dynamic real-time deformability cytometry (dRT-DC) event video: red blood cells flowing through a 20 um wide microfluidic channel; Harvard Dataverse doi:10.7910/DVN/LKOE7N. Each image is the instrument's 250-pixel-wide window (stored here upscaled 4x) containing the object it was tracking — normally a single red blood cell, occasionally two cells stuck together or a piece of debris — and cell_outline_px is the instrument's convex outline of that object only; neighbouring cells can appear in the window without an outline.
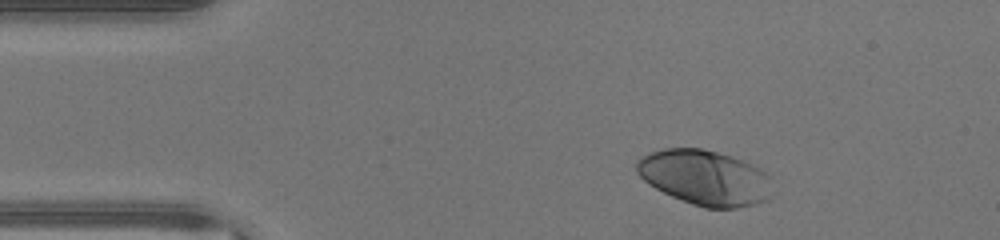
{"species": "human", "species_latin": "Homo sapiens", "temperature_condition": "warm", "stored_images_in_passage": 33, "camera_frame_rate_fps": 3000, "um_per_image_px": 0.085, "donor": {"sex": "male"}, "frame": {"image": 1, "passage_image": 1, "time_ms": 0.0, "image_size_px": [1000, 240], "cell_outline_px": [[768, 200], [736, 208], [704, 208], [692, 204], [672, 196], [648, 184], [636, 172], [636, 160], [652, 152], [664, 148], [700, 148], [732, 156], [756, 164], [768, 176]], "centroid_in_image_um": [59.88, 15.08], "position_along_channel_um": 25.1, "area_um2": 43.23}}
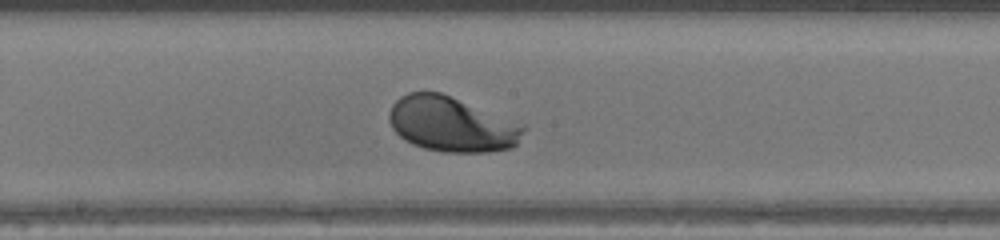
{"frame": {"image": 2, "passage_image": 18, "time_ms": 5.667, "image_size_px": [1000, 240], "cell_outline_px": [[524, 128], [516, 144], [512, 148], [488, 152], [444, 152], [424, 148], [412, 144], [404, 140], [392, 128], [388, 120], [388, 112], [392, 104], [400, 96], [408, 92], [440, 92]], "centroid_in_image_um": [38.23, 10.59], "position_along_channel_um": 210.0, "area_um2": 41.79}}
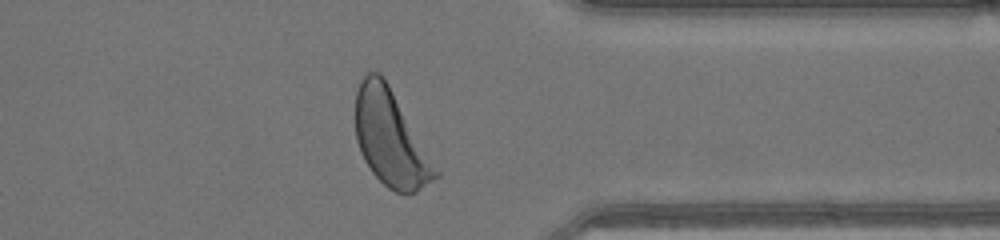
{"frame": {"image": 3, "passage_image": 30, "time_ms": 9.667, "image_size_px": [1000, 240], "cell_outline_px": [[440, 176], [416, 192], [408, 196], [396, 192], [388, 188], [372, 172], [364, 160], [360, 152], [356, 140], [356, 92], [360, 80], [368, 72], [380, 72], [384, 76], [440, 172]], "centroid_in_image_um": [33.2, 11.78], "position_along_channel_um": 378.2, "area_um2": 44.62}, "authors_computed_cell_mechanics": {"area_um2": 42.5408, "velocity_mm_per_s": 4.4488, "shape_relaxation_time_tau1_ms": 1.3583, "shape_relaxation_time_tau2_ms": null, "deformation_change_tau1": 0.1538, "deformation_change_tau2": null}}